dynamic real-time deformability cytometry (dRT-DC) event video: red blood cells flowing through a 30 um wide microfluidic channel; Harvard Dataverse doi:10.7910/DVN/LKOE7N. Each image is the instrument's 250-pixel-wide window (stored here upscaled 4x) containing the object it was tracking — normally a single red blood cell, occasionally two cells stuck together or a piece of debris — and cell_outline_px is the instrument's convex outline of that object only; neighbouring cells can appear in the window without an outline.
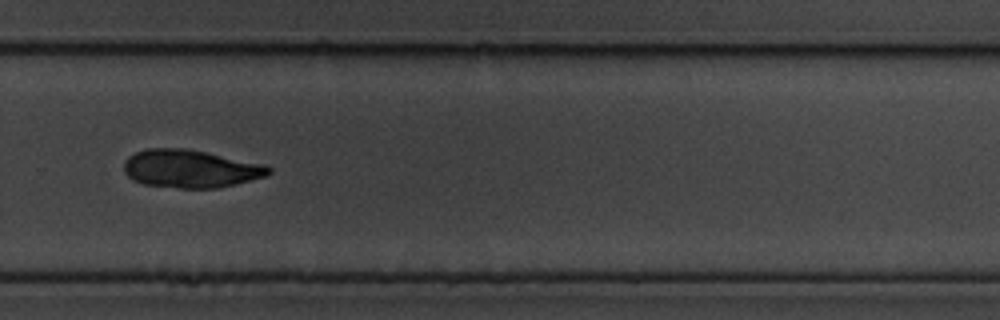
{"species": "common noctule bat (a hibernating species)", "species_latin": "Nyctalus noctula", "temperature_condition": "cold", "stored_images_in_passage": 42, "camera_frame_rate_fps": 3000, "um_per_image_px": 0.085, "animal": {"sex": "male", "body_mass_g": 19.5, "forearm_length_mm": 54.6}, "frame": {"image": 1, "passage_image": 24, "time_ms": 7.667, "image_size_px": [1000, 320], "cell_outline_px": [[272, 172], [268, 176], [220, 188], [180, 188], [144, 184], [132, 180], [124, 172], [124, 160], [128, 156], [144, 148], [184, 148], [264, 164], [272, 168]], "centroid_in_image_um": [16.19, 14.35], "position_along_channel_um": 313.6, "area_um2": 32.14}}
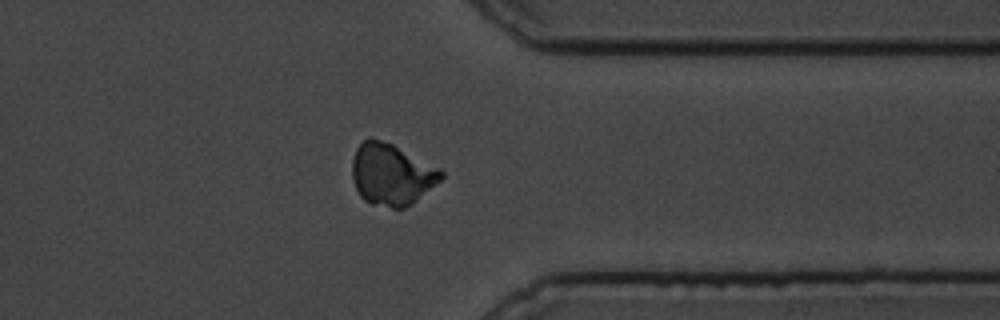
{"frame": {"image": 2, "passage_image": 30, "time_ms": 9.667, "image_size_px": [1000, 320], "cell_outline_px": [[444, 176], [440, 180], [412, 204], [404, 208], [392, 208], [372, 204], [364, 200], [360, 196], [352, 180], [352, 160], [356, 148], [364, 140], [380, 140], [392, 144], [440, 168], [444, 172]], "centroid_in_image_um": [33.27, 14.85], "position_along_channel_um": 378.1, "area_um2": 31.67}}
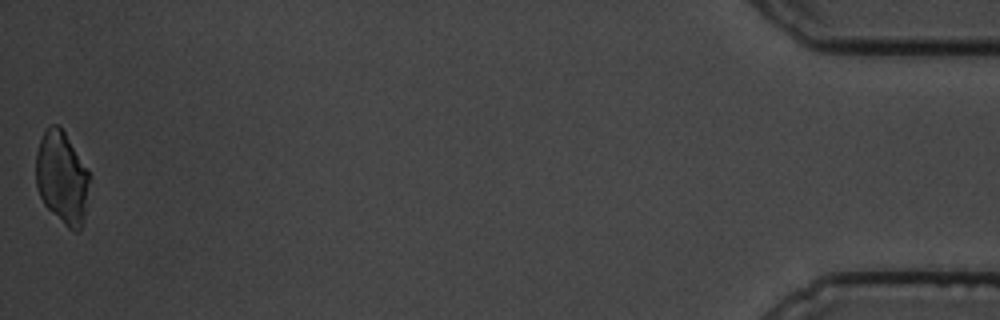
{"frame": {"image": 3, "passage_image": 42, "time_ms": 13.667, "image_size_px": [1000, 320], "cell_outline_px": [[88, 180], [84, 220], [80, 232], [76, 232], [68, 228], [44, 204], [36, 188], [36, 152], [40, 140], [44, 132], [52, 124], [56, 124], [64, 132], [88, 172]], "centroid_in_image_um": [5.24, 15.14], "position_along_channel_um": 430.0, "area_um2": 28.21}}